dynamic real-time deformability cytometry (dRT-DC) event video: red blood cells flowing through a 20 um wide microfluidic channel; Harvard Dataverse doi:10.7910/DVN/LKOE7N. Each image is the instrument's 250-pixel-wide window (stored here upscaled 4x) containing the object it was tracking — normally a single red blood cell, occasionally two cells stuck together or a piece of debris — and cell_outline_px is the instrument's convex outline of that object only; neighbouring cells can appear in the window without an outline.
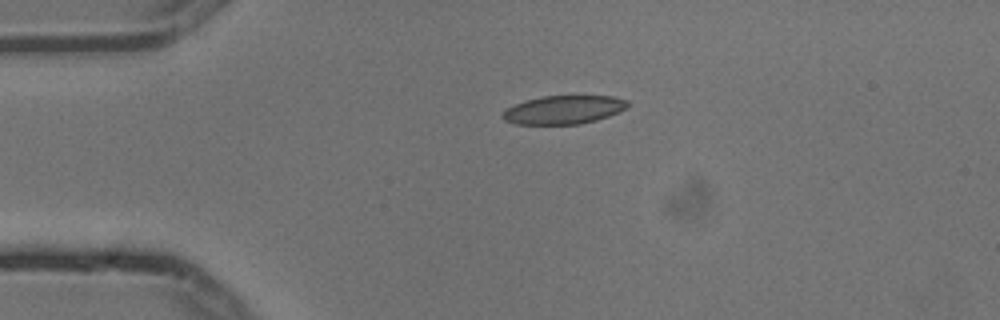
{"species": "common noctule bat (a hibernating species)", "species_latin": "Nyctalus noctula", "temperature_condition": "cold", "stored_images_in_passage": 3, "camera_frame_rate_fps": 3000, "um_per_image_px": 0.085, "animal": {"sex": "male", "body_mass_g": 13.3}, "frame": {"image": 1, "passage_image": 1, "time_ms": 0.0, "image_size_px": [1000, 320], "cell_outline_px": [[628, 104], [620, 112], [596, 120], [580, 124], [516, 124], [504, 120], [500, 116], [508, 108], [524, 100], [544, 96], [612, 96], [628, 100]], "centroid_in_image_um": [47.91, 9.33], "position_along_channel_um": 37.1, "area_um2": 20.63}}
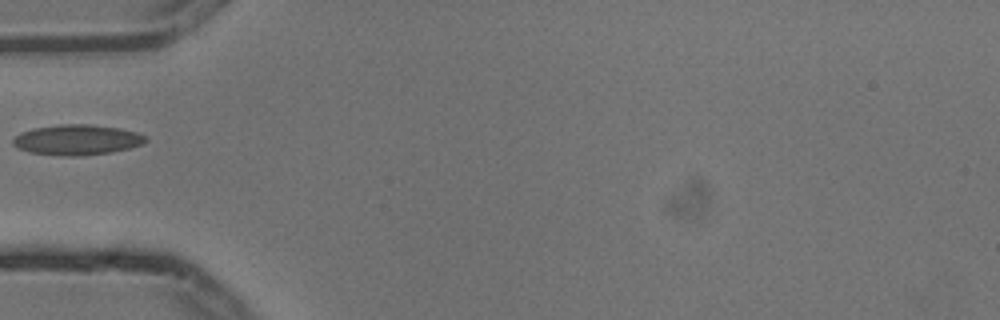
{"frame": {"image": 2, "passage_image": 2, "time_ms": 0.333, "image_size_px": [1000, 320], "cell_outline_px": [[148, 140], [144, 144], [128, 148], [108, 152], [80, 156], [64, 156], [32, 152], [16, 148], [12, 144], [12, 140], [20, 132], [32, 128], [60, 124], [88, 124], [120, 128], [136, 132], [148, 136]], "centroid_in_image_um": [6.55, 11.87], "position_along_channel_um": 78.5, "area_um2": 23.52}}
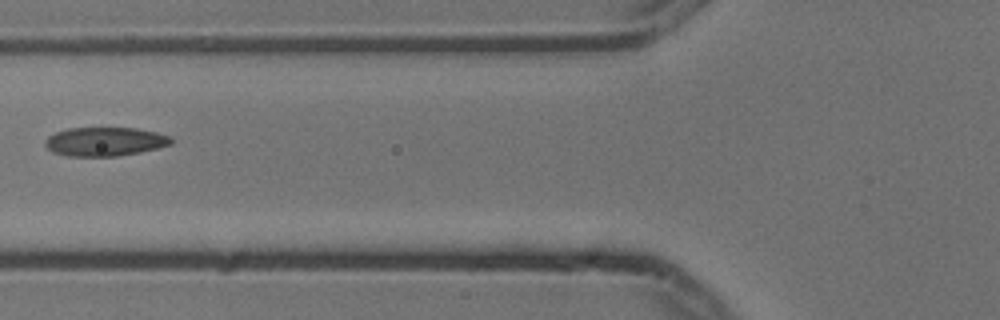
{"frame": {"image": 3, "passage_image": 3, "time_ms": 0.667, "image_size_px": [1000, 320], "cell_outline_px": [[172, 144], [160, 148], [140, 152], [116, 156], [68, 156], [52, 152], [44, 144], [44, 140], [48, 136], [56, 132], [68, 128], [136, 128], [156, 132], [172, 136]], "centroid_in_image_um": [8.93, 12.03], "position_along_channel_um": 116.9, "area_um2": 21.33}}